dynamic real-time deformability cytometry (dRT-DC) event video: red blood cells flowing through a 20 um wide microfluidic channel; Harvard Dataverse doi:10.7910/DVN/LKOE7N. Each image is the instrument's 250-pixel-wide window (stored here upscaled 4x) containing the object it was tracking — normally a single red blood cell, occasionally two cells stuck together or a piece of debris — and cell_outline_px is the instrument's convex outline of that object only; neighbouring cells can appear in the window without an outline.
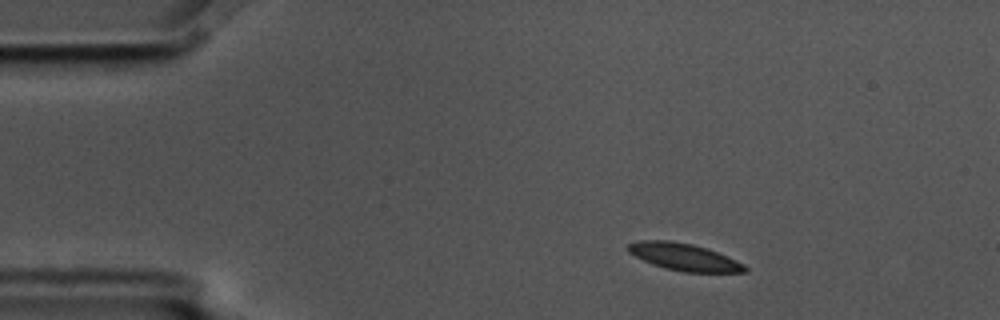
{"species": "common noctule bat (a hibernating species)", "species_latin": "Nyctalus noctula", "temperature_condition": "cold", "stored_images_in_passage": 3, "camera_frame_rate_fps": 3000, "um_per_image_px": 0.085, "animal": {"sex": "male", "body_mass_g": 17.5, "forearm_length_mm": 52.3}, "frame": {"image": 1, "passage_image": 1, "time_ms": 0.0, "image_size_px": [1000, 320], "cell_outline_px": [[748, 272], [684, 272], [664, 268], [652, 264], [628, 252], [628, 244], [640, 240], [668, 240], [692, 244], [708, 248], [728, 256], [744, 264], [748, 268]], "centroid_in_image_um": [58.18, 21.84], "position_along_channel_um": 26.8, "area_um2": 18.5}}